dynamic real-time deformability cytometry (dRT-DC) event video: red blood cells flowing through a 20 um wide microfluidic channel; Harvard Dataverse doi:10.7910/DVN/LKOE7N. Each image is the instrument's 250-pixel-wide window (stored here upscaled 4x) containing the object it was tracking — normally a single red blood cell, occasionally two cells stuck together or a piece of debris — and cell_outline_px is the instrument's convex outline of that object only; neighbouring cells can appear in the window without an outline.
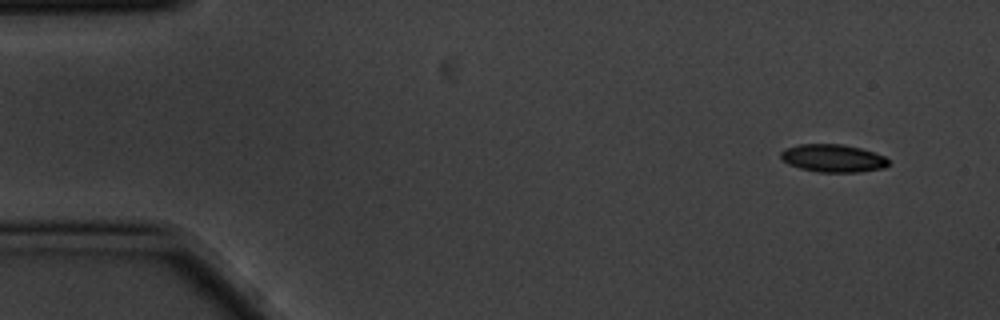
{"species": "common noctule bat (a hibernating species)", "species_latin": "Nyctalus noctula", "temperature_condition": "cold", "stored_images_in_passage": 10, "camera_frame_rate_fps": 3000, "um_per_image_px": 0.085, "animal": {"sex": "male", "body_mass_g": 20.1, "forearm_length_mm": 53.5}, "frame": {"image": 1, "passage_image": 1, "time_ms": 0.0, "image_size_px": [1000, 320], "cell_outline_px": [[888, 164], [884, 168], [860, 172], [816, 172], [800, 168], [788, 164], [780, 156], [780, 152], [784, 148], [800, 144], [844, 144], [860, 148], [884, 156], [888, 160]], "centroid_in_image_um": [70.78, 13.45], "position_along_channel_um": 14.2, "area_um2": 17.46}}
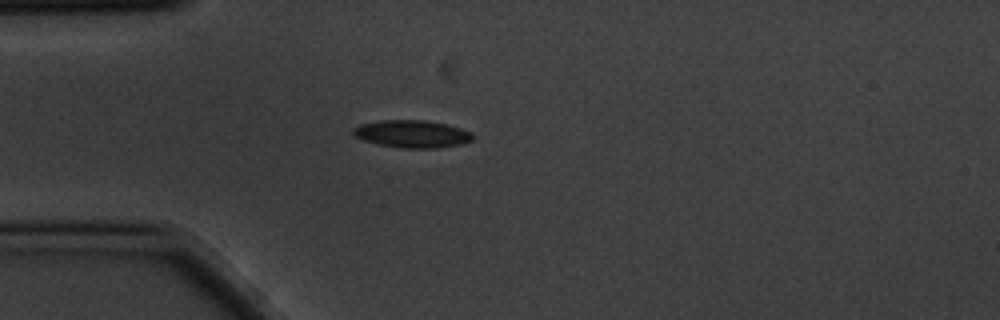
{"frame": {"image": 2, "passage_image": 4, "time_ms": 1.0, "image_size_px": [1000, 320], "cell_outline_px": [[472, 140], [460, 144], [436, 148], [400, 148], [380, 144], [364, 140], [356, 136], [352, 132], [352, 128], [360, 124], [380, 120], [424, 120], [448, 124], [472, 132]], "centroid_in_image_um": [35.02, 11.37], "position_along_channel_um": 50.0, "area_um2": 19.07}}
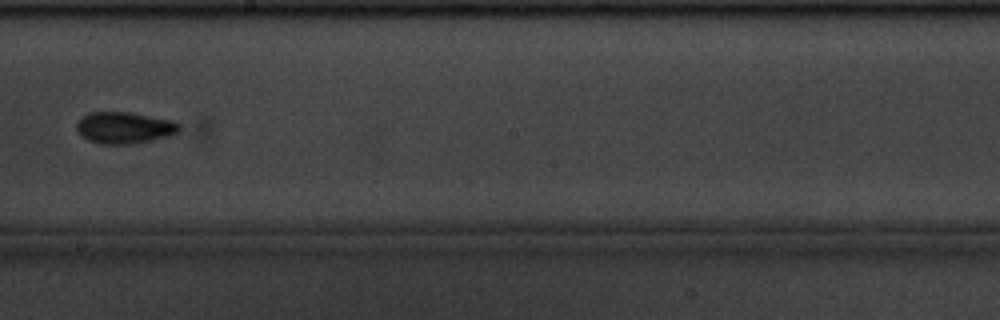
{"frame": {"image": 3, "passage_image": 9, "time_ms": 2.667, "image_size_px": [1000, 320], "cell_outline_px": [[180, 132], [168, 136], [152, 140], [132, 144], [100, 144], [88, 140], [80, 136], [76, 128], [76, 124], [88, 112], [128, 112], [172, 120], [180, 124]], "centroid_in_image_um": [10.57, 10.86], "position_along_channel_um": 237.6, "area_um2": 18.96}}